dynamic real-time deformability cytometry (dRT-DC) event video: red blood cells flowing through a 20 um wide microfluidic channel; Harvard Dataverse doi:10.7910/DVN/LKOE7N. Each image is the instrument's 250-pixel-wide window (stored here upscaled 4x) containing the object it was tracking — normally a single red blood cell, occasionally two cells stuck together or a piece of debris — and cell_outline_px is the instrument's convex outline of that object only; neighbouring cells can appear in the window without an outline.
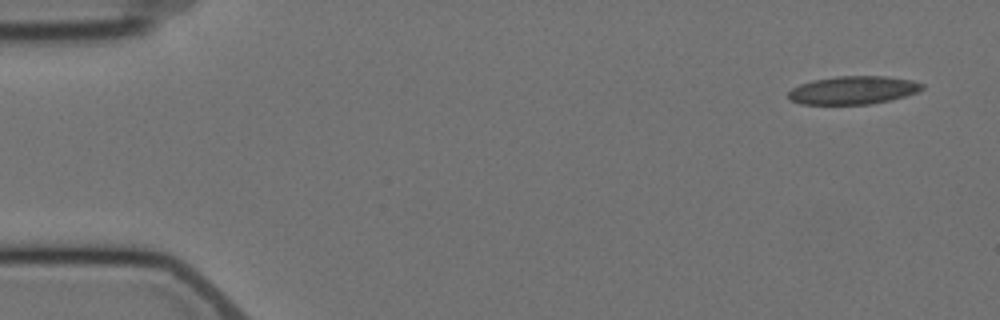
{"species": "Egyptian fruit bat (a non-hibernating species)", "species_latin": "Rousettus aegyptiacus", "temperature_condition": "cold", "stored_images_in_passage": 6, "camera_frame_rate_fps": 3000, "um_per_image_px": 0.085, "animal": {"sex": "female"}, "frame": {"image": 1, "passage_image": 1, "time_ms": 0.0, "image_size_px": [1000, 320], "cell_outline_px": [[924, 88], [916, 92], [892, 100], [872, 104], [800, 104], [792, 100], [788, 96], [788, 92], [792, 88], [800, 84], [812, 80], [836, 76], [884, 76], [912, 80], [924, 84]], "centroid_in_image_um": [72.52, 7.66], "position_along_channel_um": 12.5, "area_um2": 21.96}}
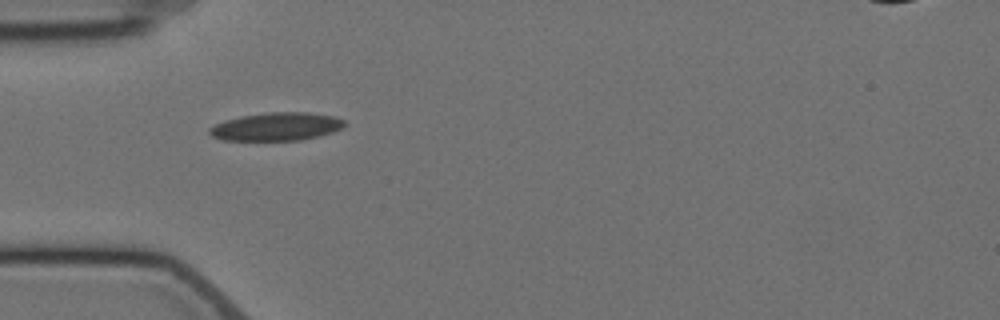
{"frame": {"image": 2, "passage_image": 5, "time_ms": 4.667, "image_size_px": [1000, 320], "cell_outline_px": [[348, 124], [332, 132], [320, 136], [300, 140], [224, 140], [212, 136], [208, 132], [208, 128], [224, 120], [240, 116], [268, 112], [308, 112], [336, 116], [344, 120]], "centroid_in_image_um": [23.52, 10.75], "position_along_channel_um": 61.5, "area_um2": 22.25}}
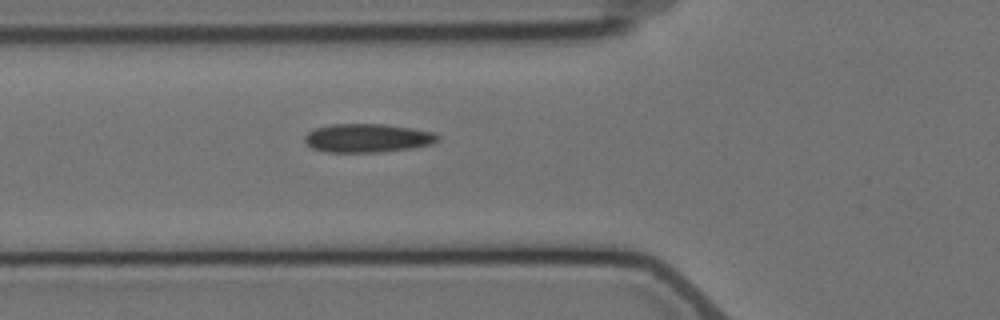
{"frame": {"image": 3, "passage_image": 6, "time_ms": 5.667, "image_size_px": [1000, 320], "cell_outline_px": [[440, 140], [432, 144], [412, 148], [380, 152], [324, 152], [312, 148], [304, 140], [304, 136], [308, 132], [316, 128], [332, 124], [384, 124], [412, 128], [432, 132], [440, 136]], "centroid_in_image_um": [31.25, 11.74], "position_along_channel_um": 94.6, "area_um2": 22.25}}